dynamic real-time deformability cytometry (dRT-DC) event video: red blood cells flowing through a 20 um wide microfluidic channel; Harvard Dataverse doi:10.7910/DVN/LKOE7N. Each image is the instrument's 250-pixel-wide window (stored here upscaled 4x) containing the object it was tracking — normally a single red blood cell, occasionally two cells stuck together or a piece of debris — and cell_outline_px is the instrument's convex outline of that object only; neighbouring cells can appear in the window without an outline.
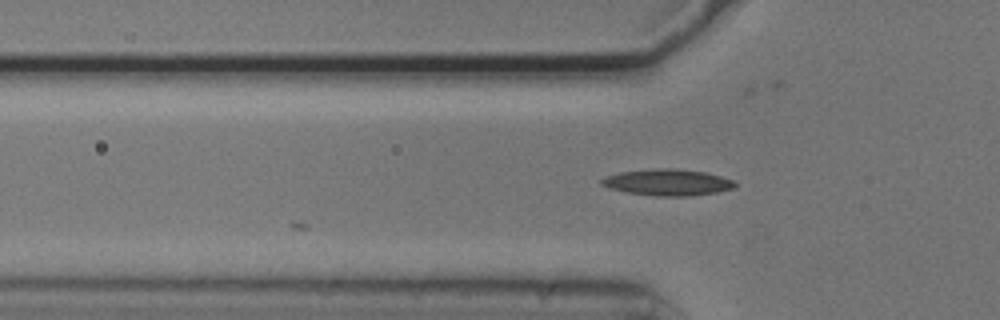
{"species": "common noctule bat (a hibernating species)", "species_latin": "Nyctalus noctula", "temperature_condition": "cold", "stored_images_in_passage": 16, "camera_frame_rate_fps": 3000, "um_per_image_px": 0.085, "animal": {"sex": "male", "body_mass_g": 20.5, "forearm_length_mm": 52.5}, "frame": {"image": 1, "passage_image": 2, "time_ms": 0.333, "image_size_px": [1000, 320], "cell_outline_px": [[736, 184], [732, 188], [716, 192], [692, 196], [656, 196], [628, 192], [608, 188], [600, 184], [600, 180], [604, 176], [620, 172], [656, 168], [676, 168], [704, 172], [736, 180]], "centroid_in_image_um": [56.73, 15.49], "position_along_channel_um": 69.1, "area_um2": 20.58}}